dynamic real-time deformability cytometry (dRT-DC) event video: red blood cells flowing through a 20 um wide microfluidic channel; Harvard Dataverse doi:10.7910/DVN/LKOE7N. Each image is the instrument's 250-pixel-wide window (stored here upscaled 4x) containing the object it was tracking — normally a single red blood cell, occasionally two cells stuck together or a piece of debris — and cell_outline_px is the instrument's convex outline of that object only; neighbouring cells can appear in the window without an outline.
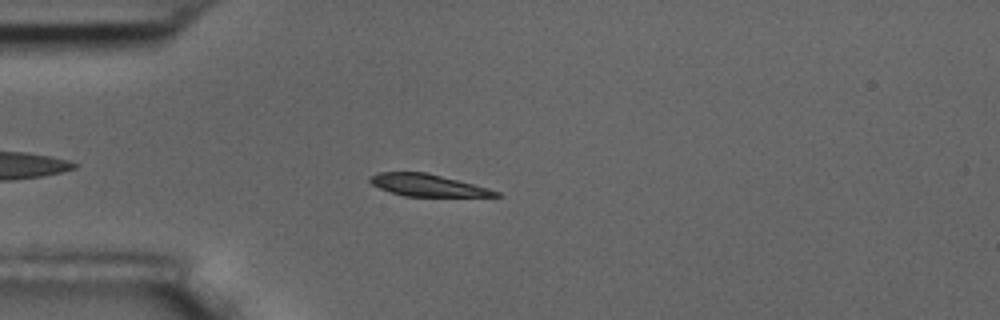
{"species": "common noctule bat (a hibernating species)", "species_latin": "Nyctalus noctula", "temperature_condition": "room temperature", "stored_images_in_passage": 6, "camera_frame_rate_fps": 3000, "um_per_image_px": 0.085, "animal": {"sex": "male", "body_mass_g": 17.5, "forearm_length_mm": 52.3}, "frame": {"image": 1, "passage_image": 4, "time_ms": 3.667, "image_size_px": [1000, 320], "cell_outline_px": [[504, 196], [404, 196], [380, 188], [372, 184], [368, 180], [368, 176], [380, 172], [428, 172], [488, 188], [500, 192]], "centroid_in_image_um": [36.33, 15.73], "position_along_channel_um": 48.7, "area_um2": 16.07}}